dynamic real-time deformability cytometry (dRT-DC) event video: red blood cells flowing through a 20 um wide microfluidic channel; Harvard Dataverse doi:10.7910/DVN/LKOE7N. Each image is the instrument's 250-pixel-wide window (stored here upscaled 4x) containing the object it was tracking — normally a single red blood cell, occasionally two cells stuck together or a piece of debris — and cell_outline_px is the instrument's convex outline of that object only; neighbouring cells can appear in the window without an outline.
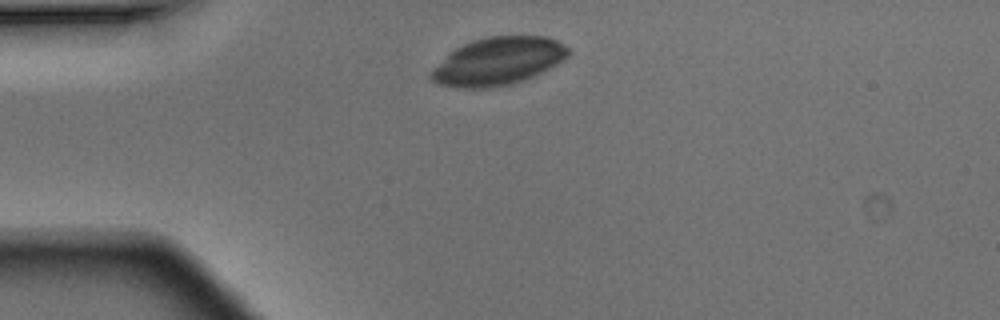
{"species": "Egyptian fruit bat (a non-hibernating species)", "species_latin": "Rousettus aegyptiacus", "temperature_condition": "warm", "stored_images_in_passage": 2, "camera_frame_rate_fps": 3000, "um_per_image_px": 0.085, "animal": {"sex": "male"}, "frame": {"image": 1, "passage_image": 1, "time_ms": 0.0, "image_size_px": [1000, 320], "cell_outline_px": [[568, 56], [564, 60], [532, 76], [508, 84], [488, 88], [456, 88], [436, 84], [428, 76], [448, 52], [472, 40], [488, 36], [548, 36], [564, 44], [568, 48]], "centroid_in_image_um": [42.3, 5.2], "position_along_channel_um": 42.7, "area_um2": 37.92}}
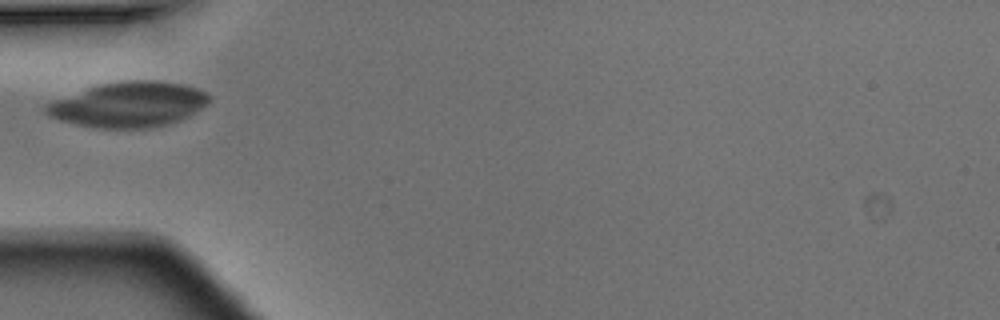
{"frame": {"image": 2, "passage_image": 2, "time_ms": 0.333, "image_size_px": [1000, 320], "cell_outline_px": [[208, 100], [200, 108], [188, 116], [180, 120], [168, 124], [152, 128], [96, 128], [76, 124], [60, 120], [48, 116], [44, 112], [44, 104], [104, 84], [140, 80], [144, 80], [180, 84], [196, 88], [204, 92], [208, 96]], "centroid_in_image_um": [10.92, 8.93], "position_along_channel_um": 74.1, "area_um2": 41.73}}